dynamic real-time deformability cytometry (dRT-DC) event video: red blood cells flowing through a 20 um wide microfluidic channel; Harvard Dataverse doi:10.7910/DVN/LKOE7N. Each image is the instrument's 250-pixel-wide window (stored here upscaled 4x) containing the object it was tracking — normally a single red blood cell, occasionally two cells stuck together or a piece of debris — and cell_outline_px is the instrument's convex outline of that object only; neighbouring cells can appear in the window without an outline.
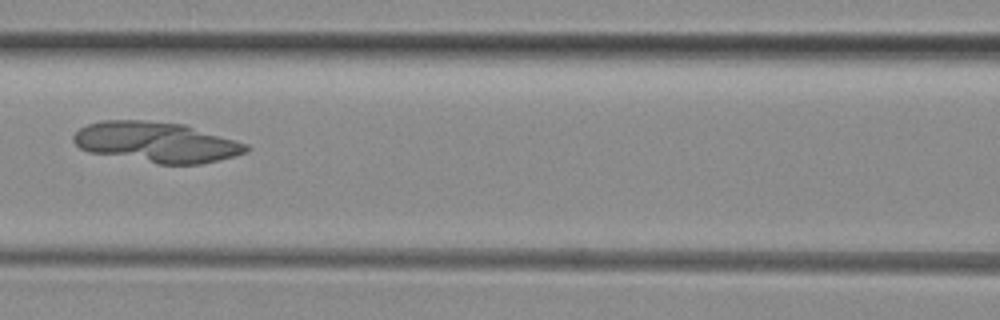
{"species": "common noctule bat (a hibernating species)", "species_latin": "Nyctalus noctula", "temperature_condition": "room temperature", "stored_images_in_passage": 7, "camera_frame_rate_fps": 3000, "um_per_image_px": 0.085, "animal": {"sex": "female", "body_mass_g": 29.2, "forearm_length_mm": 56.3}, "frame": {"image": 1, "passage_image": 7, "time_ms": 7.667, "image_size_px": [1000, 320], "cell_outline_px": [[252, 148], [244, 152], [232, 156], [200, 164], [160, 164], [88, 152], [80, 148], [72, 140], [72, 136], [80, 128], [88, 124], [100, 120], [144, 120], [184, 124], [248, 144]], "centroid_in_image_um": [13.26, 12.08], "position_along_channel_um": 153.3, "area_um2": 40.52}}